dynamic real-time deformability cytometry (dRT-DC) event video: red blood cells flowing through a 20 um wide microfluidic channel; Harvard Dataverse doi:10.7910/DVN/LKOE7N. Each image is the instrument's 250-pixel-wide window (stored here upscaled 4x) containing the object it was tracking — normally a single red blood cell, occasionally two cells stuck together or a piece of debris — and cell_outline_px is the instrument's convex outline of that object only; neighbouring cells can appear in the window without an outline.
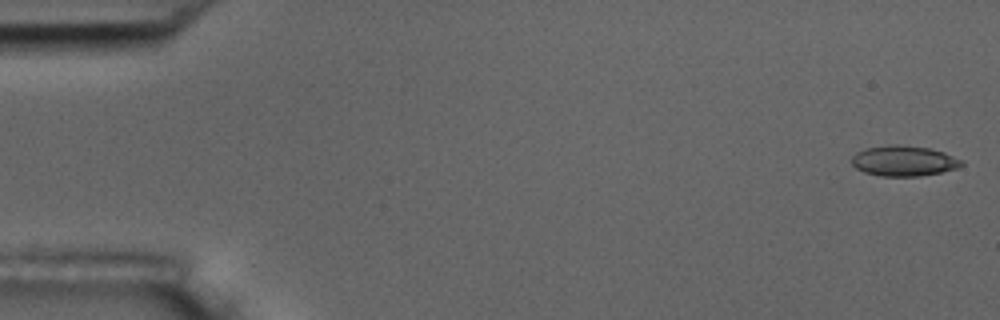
{"species": "common noctule bat (a hibernating species)", "species_latin": "Nyctalus noctula", "temperature_condition": "room temperature", "stored_images_in_passage": 56, "camera_frame_rate_fps": 3000, "um_per_image_px": 0.085, "animal": {"sex": "male", "body_mass_g": 17.5, "forearm_length_mm": 52.3}, "frame": {"image": 1, "passage_image": 1, "time_ms": 0.0, "image_size_px": [1000, 320], "cell_outline_px": [[964, 164], [956, 168], [940, 172], [920, 176], [880, 176], [864, 172], [856, 168], [852, 164], [852, 156], [856, 152], [868, 148], [888, 144], [896, 144], [928, 148], [944, 152], [964, 160]], "centroid_in_image_um": [76.83, 13.67], "position_along_channel_um": 8.2, "area_um2": 19.48}}
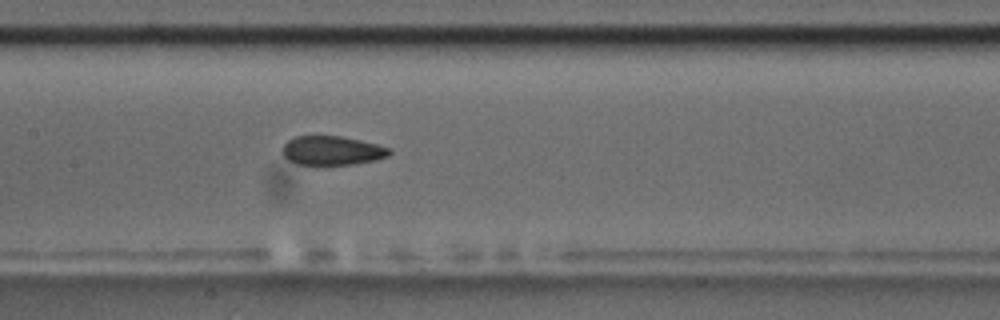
{"frame": {"image": 2, "passage_image": 27, "time_ms": 8.667, "image_size_px": [1000, 320], "cell_outline_px": [[392, 152], [388, 156], [376, 160], [352, 164], [316, 168], [296, 164], [288, 160], [280, 152], [284, 144], [288, 140], [296, 136], [340, 136], [360, 140], [392, 148]], "centroid_in_image_um": [28.18, 12.85], "position_along_channel_um": 179.2, "area_um2": 18.96}}
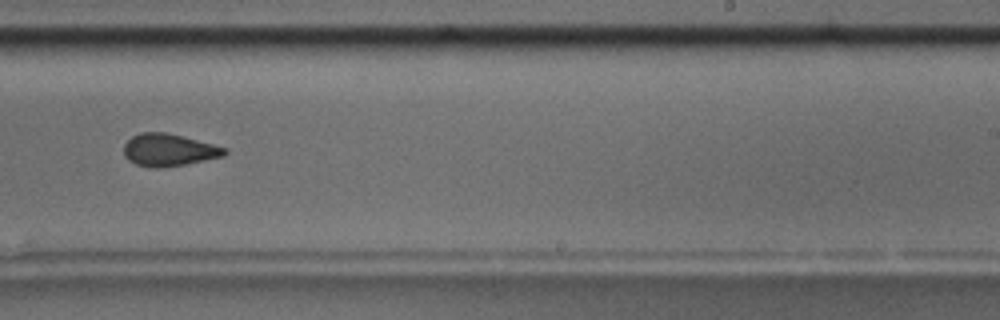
{"frame": {"image": 3, "passage_image": 35, "time_ms": 11.333, "image_size_px": [1000, 320], "cell_outline_px": [[228, 152], [224, 156], [184, 164], [160, 168], [152, 168], [136, 164], [128, 160], [124, 156], [124, 144], [132, 136], [140, 132], [164, 132], [228, 148]], "centroid_in_image_um": [14.32, 12.75], "position_along_channel_um": 274.7, "area_um2": 18.84}, "authors_computed_cell_mechanics": {"area_um2": 19.2474, "velocity_mm_per_s": 3.5811, "shape_relaxation_time_tau1_ms": null, "shape_relaxation_time_tau2_ms": 2.3379, "deformation_change_tau1": null, "deformation_change_tau2": 0.0905}}